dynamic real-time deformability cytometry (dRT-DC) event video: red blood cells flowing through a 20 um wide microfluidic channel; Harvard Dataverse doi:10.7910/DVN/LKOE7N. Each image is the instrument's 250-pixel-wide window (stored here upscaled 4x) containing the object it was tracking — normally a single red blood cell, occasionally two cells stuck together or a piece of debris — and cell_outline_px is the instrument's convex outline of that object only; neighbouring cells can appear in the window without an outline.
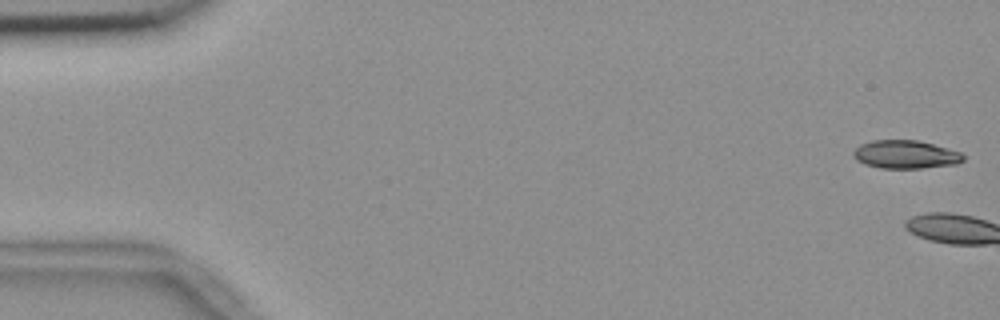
{"species": "common noctule bat (a hibernating species)", "species_latin": "Nyctalus noctula", "temperature_condition": "room temperature", "stored_images_in_passage": 4, "camera_frame_rate_fps": 3000, "um_per_image_px": 0.085, "animal": {"sex": "female", "body_mass_g": 18.4}, "frame": {"image": 1, "passage_image": 1, "time_ms": 0.0, "image_size_px": [1000, 320], "cell_outline_px": [[964, 160], [956, 164], [920, 168], [880, 168], [864, 164], [856, 160], [852, 156], [852, 152], [860, 144], [872, 140], [916, 140], [932, 144], [960, 152], [964, 156]], "centroid_in_image_um": [76.92, 13.13], "position_along_channel_um": 8.1, "area_um2": 18.03}}